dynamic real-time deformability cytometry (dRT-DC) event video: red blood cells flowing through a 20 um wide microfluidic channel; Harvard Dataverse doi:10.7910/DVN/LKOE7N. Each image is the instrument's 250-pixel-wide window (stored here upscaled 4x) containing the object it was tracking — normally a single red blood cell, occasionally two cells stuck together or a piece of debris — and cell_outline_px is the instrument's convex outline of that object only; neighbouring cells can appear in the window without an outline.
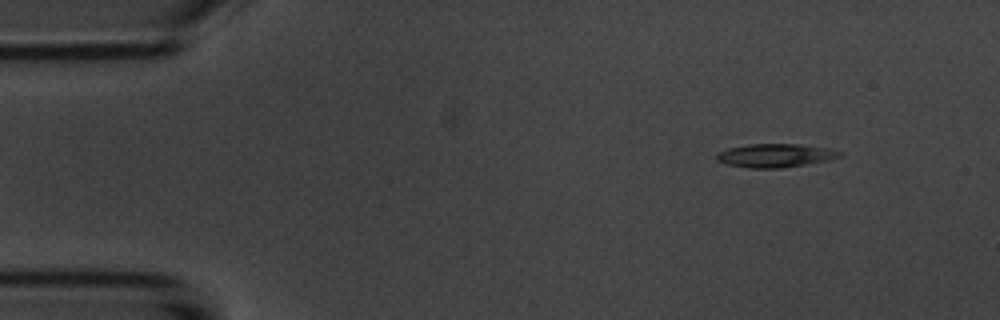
{"species": "common noctule bat (a hibernating species)", "species_latin": "Nyctalus noctula", "temperature_condition": "room temperature", "stored_images_in_passage": 7, "camera_frame_rate_fps": 3000, "um_per_image_px": 0.085, "animal": {"sex": "male", "body_mass_g": 20.1, "forearm_length_mm": 53.5}, "frame": {"image": 1, "passage_image": 1, "time_ms": 0.0, "image_size_px": [1000, 320], "cell_outline_px": [[844, 152], [840, 156], [832, 160], [780, 168], [748, 168], [728, 164], [716, 160], [716, 156], [720, 152], [728, 148], [748, 144], [800, 144], [828, 148]], "centroid_in_image_um": [65.94, 13.21], "position_along_channel_um": 19.1, "area_um2": 16.88}}
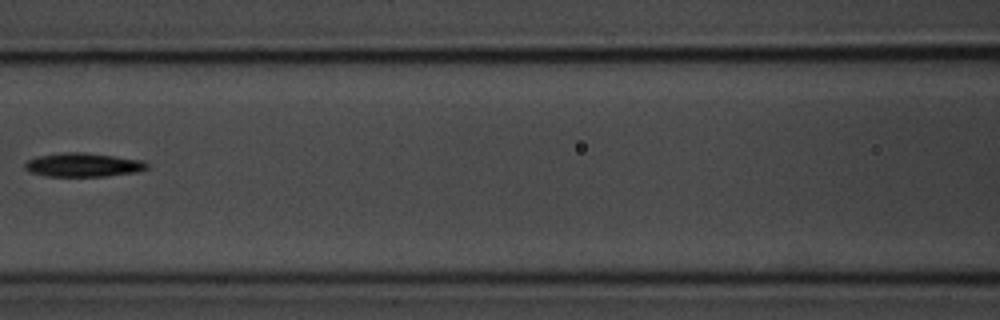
{"frame": {"image": 2, "passage_image": 6, "time_ms": 6.0, "image_size_px": [1000, 320], "cell_outline_px": [[148, 168], [136, 172], [104, 176], [48, 176], [32, 172], [24, 168], [24, 164], [28, 160], [36, 156], [60, 152], [84, 152], [140, 160], [148, 164]], "centroid_in_image_um": [7.03, 14.0], "position_along_channel_um": 159.6, "area_um2": 16.76}}
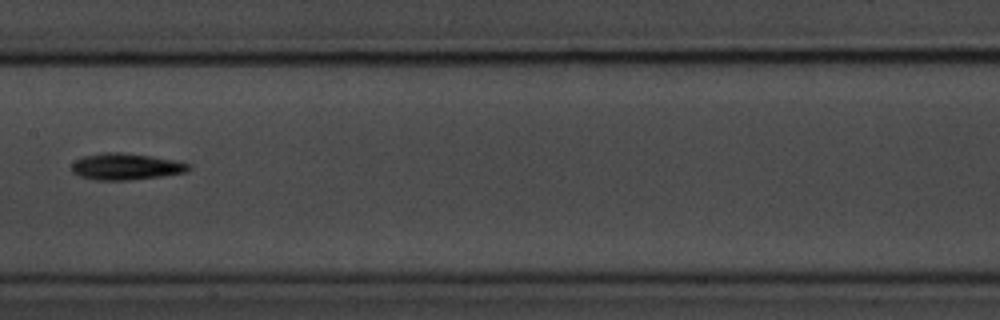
{"frame": {"image": 3, "passage_image": 7, "time_ms": 7.0, "image_size_px": [1000, 320], "cell_outline_px": [[192, 168], [188, 172], [164, 176], [128, 180], [96, 180], [80, 176], [72, 172], [72, 164], [76, 160], [84, 156], [104, 152], [124, 152], [152, 156], [172, 160], [188, 164]], "centroid_in_image_um": [10.71, 14.16], "position_along_channel_um": 196.7, "area_um2": 18.09}}